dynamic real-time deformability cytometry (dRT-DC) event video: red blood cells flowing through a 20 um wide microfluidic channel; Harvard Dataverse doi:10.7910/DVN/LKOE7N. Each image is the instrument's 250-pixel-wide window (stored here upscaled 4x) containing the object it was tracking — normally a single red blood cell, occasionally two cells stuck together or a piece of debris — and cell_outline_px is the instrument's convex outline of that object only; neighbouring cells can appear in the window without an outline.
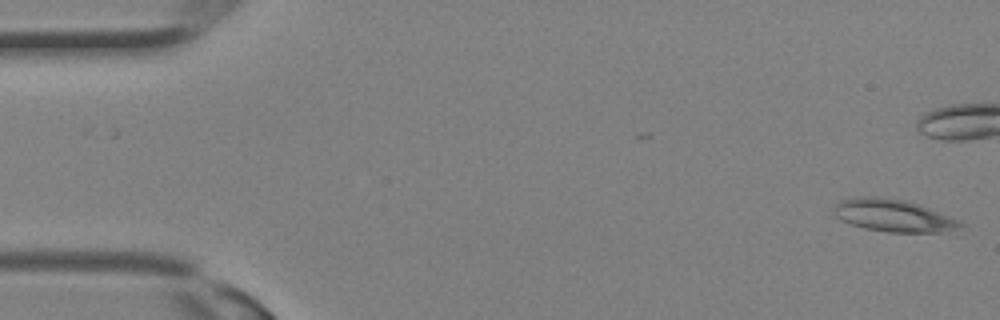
{"species": "Egyptian fruit bat (a non-hibernating species)", "species_latin": "Rousettus aegyptiacus", "temperature_condition": "room temperature", "stored_images_in_passage": 10, "camera_frame_rate_fps": 3000, "um_per_image_px": 0.085, "animal": {"sex": "female"}, "frame": {"image": 1, "passage_image": 1, "time_ms": 0.0, "image_size_px": [1000, 320], "cell_outline_px": [[964, 224], [940, 232], [888, 232], [864, 228], [840, 220], [836, 216], [836, 204], [840, 200], [860, 196], [880, 196], [904, 200], [916, 204], [960, 220]], "centroid_in_image_um": [75.88, 18.31], "position_along_channel_um": 9.1, "area_um2": 23.29}}